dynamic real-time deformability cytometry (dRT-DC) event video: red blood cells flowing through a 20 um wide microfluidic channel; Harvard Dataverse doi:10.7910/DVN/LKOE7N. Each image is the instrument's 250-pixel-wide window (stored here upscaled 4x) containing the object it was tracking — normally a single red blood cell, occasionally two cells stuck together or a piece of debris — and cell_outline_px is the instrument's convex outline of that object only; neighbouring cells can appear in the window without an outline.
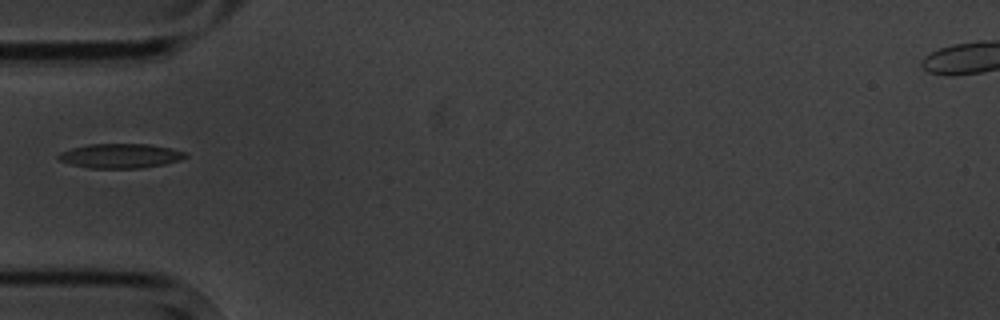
{"species": "common noctule bat (a hibernating species)", "species_latin": "Nyctalus noctula", "temperature_condition": "cold", "stored_images_in_passage": 6, "camera_frame_rate_fps": 3000, "um_per_image_px": 0.085, "animal": {"sex": "male", "body_mass_g": 20.1, "forearm_length_mm": 53.5}, "frame": {"image": 1, "passage_image": 2, "time_ms": 1.333, "image_size_px": [1000, 320], "cell_outline_px": [[188, 156], [180, 160], [164, 164], [140, 168], [88, 168], [56, 160], [56, 156], [60, 152], [72, 148], [88, 144], [148, 144], [168, 148], [184, 152]], "centroid_in_image_um": [10.17, 13.25], "position_along_channel_um": 74.8, "area_um2": 18.03}}
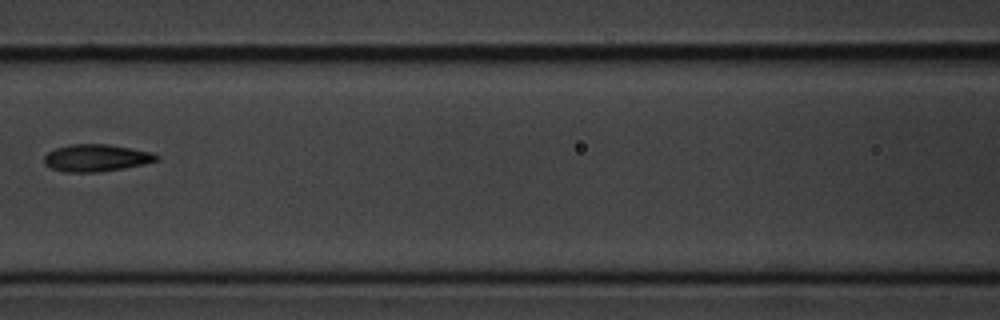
{"frame": {"image": 2, "passage_image": 4, "time_ms": 3.667, "image_size_px": [1000, 320], "cell_outline_px": [[160, 160], [144, 164], [124, 168], [96, 172], [64, 172], [52, 168], [44, 164], [44, 156], [48, 152], [56, 148], [72, 144], [108, 144], [152, 152], [160, 156]], "centroid_in_image_um": [8.2, 13.42], "position_along_channel_um": 158.4, "area_um2": 17.8}}
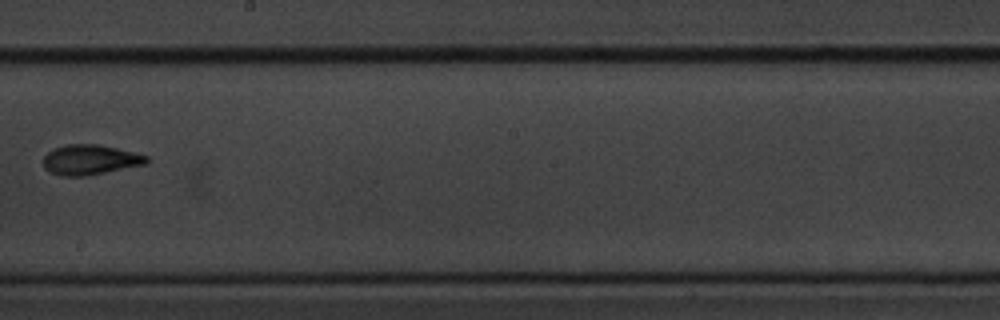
{"frame": {"image": 3, "passage_image": 6, "time_ms": 6.0, "image_size_px": [1000, 320], "cell_outline_px": [[148, 164], [84, 176], [60, 176], [48, 172], [44, 168], [44, 156], [52, 148], [68, 144], [100, 144], [148, 156]], "centroid_in_image_um": [7.63, 13.58], "position_along_channel_um": 240.6, "area_um2": 18.15}}